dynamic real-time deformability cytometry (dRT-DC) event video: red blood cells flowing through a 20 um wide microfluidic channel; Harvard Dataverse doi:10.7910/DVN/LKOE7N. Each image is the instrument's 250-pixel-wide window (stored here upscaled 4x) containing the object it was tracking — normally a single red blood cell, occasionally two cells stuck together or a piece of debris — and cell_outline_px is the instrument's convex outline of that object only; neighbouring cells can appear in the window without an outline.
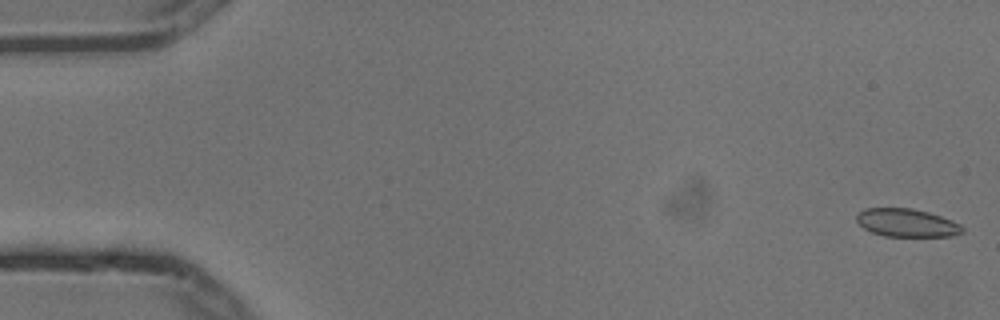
{"species": "common noctule bat (a hibernating species)", "species_latin": "Nyctalus noctula", "temperature_condition": "cold", "stored_images_in_passage": 5, "camera_frame_rate_fps": 3000, "um_per_image_px": 0.085, "animal": {"sex": "male", "body_mass_g": 13.3}, "frame": {"image": 1, "passage_image": 1, "time_ms": 0.0, "image_size_px": [1000, 320], "cell_outline_px": [[964, 232], [952, 236], [884, 236], [872, 232], [864, 228], [856, 220], [856, 216], [864, 208], [912, 208], [928, 212], [952, 220], [960, 224], [964, 228]], "centroid_in_image_um": [77.09, 18.94], "position_along_channel_um": 7.9, "area_um2": 17.28}}
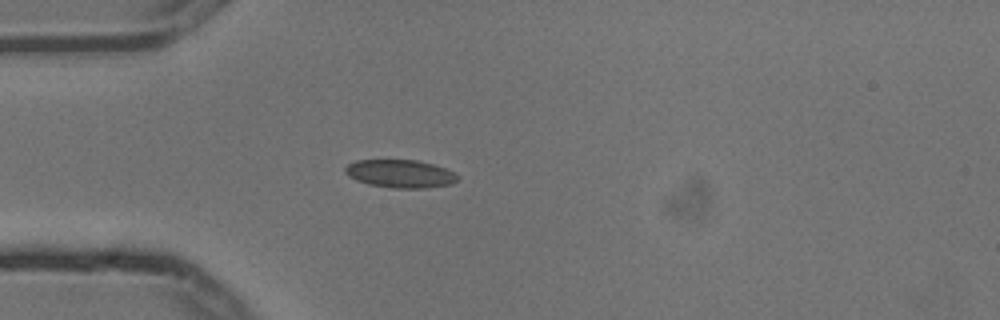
{"frame": {"image": 2, "passage_image": 5, "time_ms": 1.333, "image_size_px": [1000, 320], "cell_outline_px": [[460, 176], [452, 184], [428, 188], [392, 188], [368, 184], [356, 180], [348, 176], [344, 172], [344, 168], [348, 164], [356, 160], [416, 160], [432, 164], [456, 172]], "centroid_in_image_um": [34.02, 14.77], "position_along_channel_um": 51.0, "area_um2": 18.5}}